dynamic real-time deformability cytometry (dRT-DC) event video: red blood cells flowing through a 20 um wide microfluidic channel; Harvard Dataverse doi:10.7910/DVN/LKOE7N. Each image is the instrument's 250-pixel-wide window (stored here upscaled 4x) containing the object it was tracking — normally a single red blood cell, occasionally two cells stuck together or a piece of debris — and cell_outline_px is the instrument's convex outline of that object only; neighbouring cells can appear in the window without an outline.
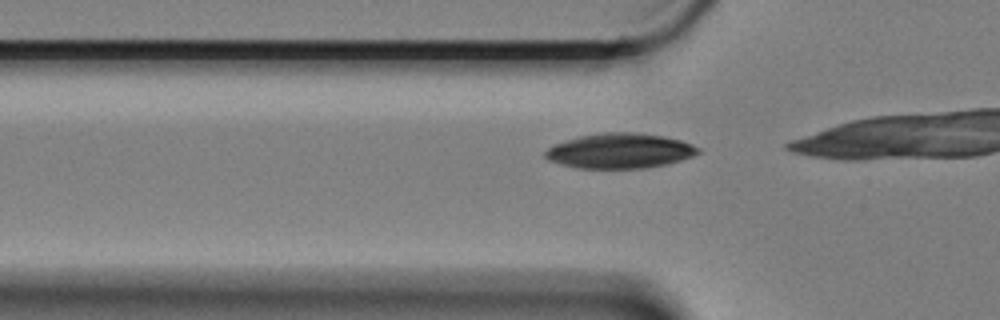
{"species": "Egyptian fruit bat (a non-hibernating species)", "species_latin": "Rousettus aegyptiacus", "temperature_condition": "cold", "stored_images_in_passage": 28, "camera_frame_rate_fps": 3000, "um_per_image_px": 0.085, "animal": {"sex": "female"}, "frame": {"image": 1, "passage_image": 14, "time_ms": 4.333, "image_size_px": [1000, 320], "cell_outline_px": [[700, 152], [692, 156], [680, 160], [664, 164], [644, 168], [576, 168], [560, 164], [548, 160], [544, 156], [544, 152], [548, 148], [556, 144], [580, 136], [604, 132], [636, 132], [664, 136], [680, 140], [692, 144], [700, 148]], "centroid_in_image_um": [52.68, 12.82], "position_along_channel_um": 73.1, "area_um2": 31.04}}
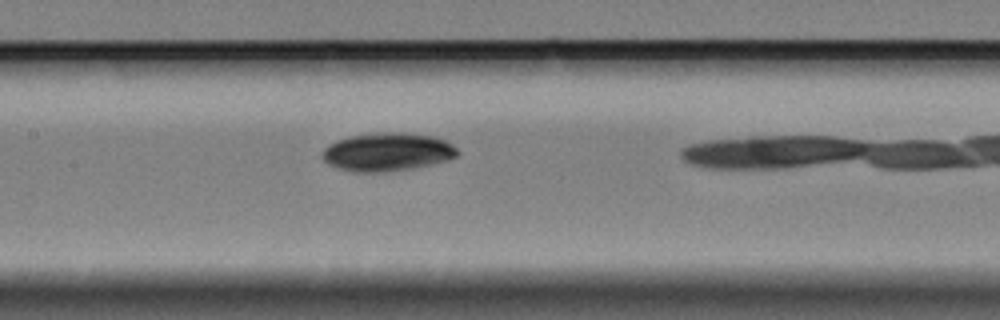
{"frame": {"image": 2, "passage_image": 23, "time_ms": 7.333, "image_size_px": [1000, 320], "cell_outline_px": [[460, 152], [456, 156], [448, 160], [432, 164], [412, 168], [384, 172], [352, 172], [328, 164], [320, 156], [324, 148], [328, 144], [336, 140], [352, 136], [376, 132], [404, 132], [432, 136], [444, 140], [452, 144]], "centroid_in_image_um": [32.91, 12.91], "position_along_channel_um": 174.5, "area_um2": 30.29}}
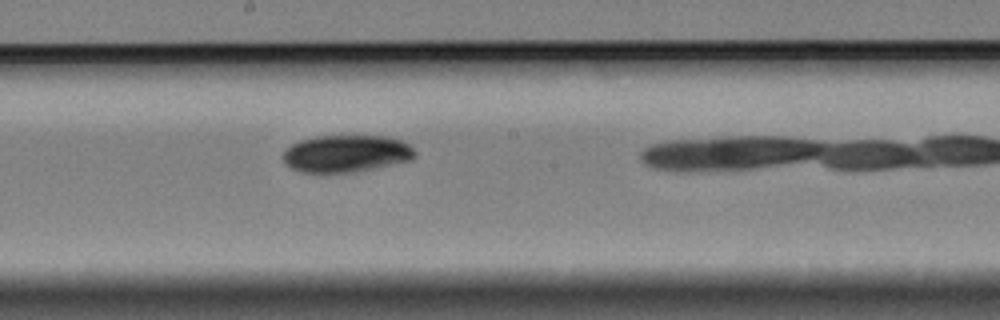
{"frame": {"image": 3, "passage_image": 27, "time_ms": 8.667, "image_size_px": [1000, 320], "cell_outline_px": [[416, 156], [412, 160], [356, 172], [300, 172], [284, 164], [284, 152], [292, 144], [300, 140], [316, 136], [392, 136], [408, 144], [416, 152]], "centroid_in_image_um": [29.46, 13.05], "position_along_channel_um": 218.7, "area_um2": 28.61}}